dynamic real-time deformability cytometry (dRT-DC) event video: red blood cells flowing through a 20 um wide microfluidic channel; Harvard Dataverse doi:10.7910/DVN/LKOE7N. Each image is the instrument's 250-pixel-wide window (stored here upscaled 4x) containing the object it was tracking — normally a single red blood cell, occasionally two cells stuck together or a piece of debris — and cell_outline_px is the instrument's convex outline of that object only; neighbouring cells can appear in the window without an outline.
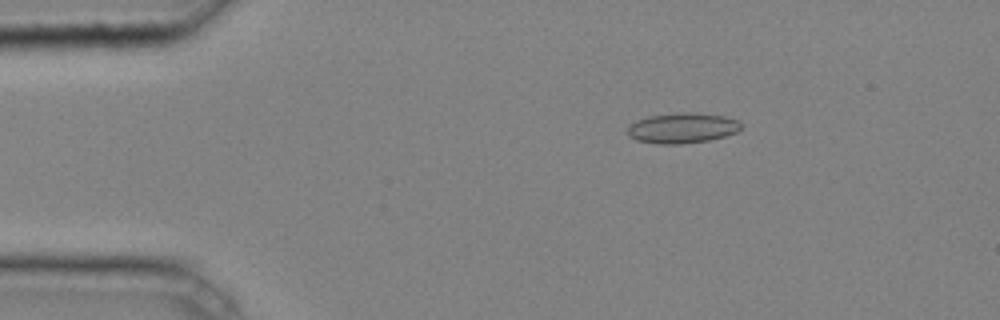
{"species": "common noctule bat (a hibernating species)", "species_latin": "Nyctalus noctula", "temperature_condition": "cold", "stored_images_in_passage": 43, "camera_frame_rate_fps": 3000, "um_per_image_px": 0.085, "animal": {"sex": "male", "body_mass_g": 20.4}, "frame": {"image": 1, "passage_image": 7, "time_ms": 2.0, "image_size_px": [1000, 320], "cell_outline_px": [[740, 128], [736, 132], [724, 136], [708, 140], [680, 144], [656, 144], [636, 140], [628, 136], [628, 124], [636, 120], [648, 116], [680, 112], [696, 112], [724, 116], [736, 120], [740, 124]], "centroid_in_image_um": [57.93, 10.88], "position_along_channel_um": 27.1, "area_um2": 20.11}}
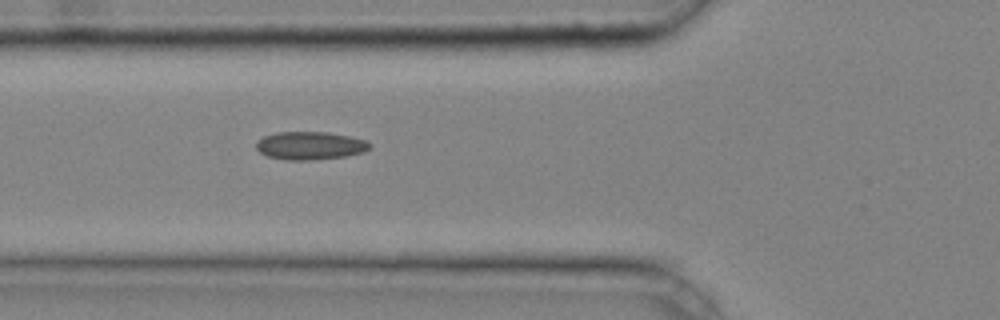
{"frame": {"image": 2, "passage_image": 16, "time_ms": 5.0, "image_size_px": [1000, 320], "cell_outline_px": [[372, 148], [364, 152], [344, 156], [312, 160], [284, 160], [268, 156], [260, 152], [256, 148], [256, 140], [264, 136], [276, 132], [328, 132], [348, 136], [364, 140], [372, 144]], "centroid_in_image_um": [26.35, 12.38], "position_along_channel_um": 99.5, "area_um2": 18.61}}
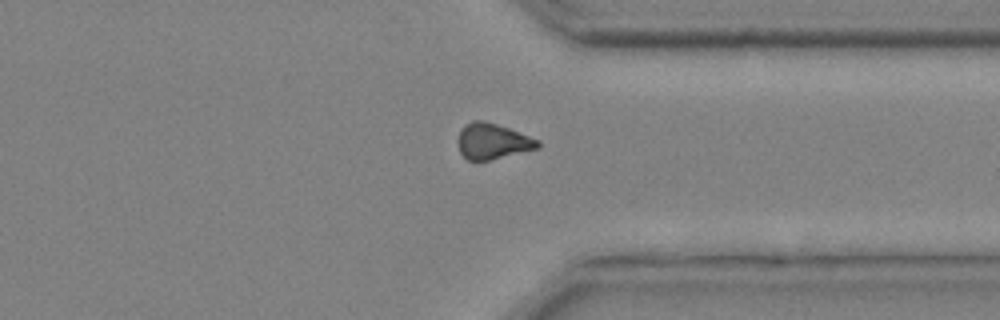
{"frame": {"image": 3, "passage_image": 35, "time_ms": 11.333, "image_size_px": [1000, 320], "cell_outline_px": [[540, 148], [488, 160], [468, 160], [460, 152], [460, 132], [464, 124], [472, 120], [484, 120], [508, 128], [540, 140]], "centroid_in_image_um": [41.9, 12.0], "position_along_channel_um": 369.5, "area_um2": 16.36}, "authors_computed_cell_mechanics": {"area_um2": 17.7446, "velocity_mm_per_s": 4.2804, "shape_relaxation_time_tau1_ms": null, "shape_relaxation_time_tau2_ms": 3.6743, "deformation_change_tau1": null, "deformation_change_tau2": 0.0993}}